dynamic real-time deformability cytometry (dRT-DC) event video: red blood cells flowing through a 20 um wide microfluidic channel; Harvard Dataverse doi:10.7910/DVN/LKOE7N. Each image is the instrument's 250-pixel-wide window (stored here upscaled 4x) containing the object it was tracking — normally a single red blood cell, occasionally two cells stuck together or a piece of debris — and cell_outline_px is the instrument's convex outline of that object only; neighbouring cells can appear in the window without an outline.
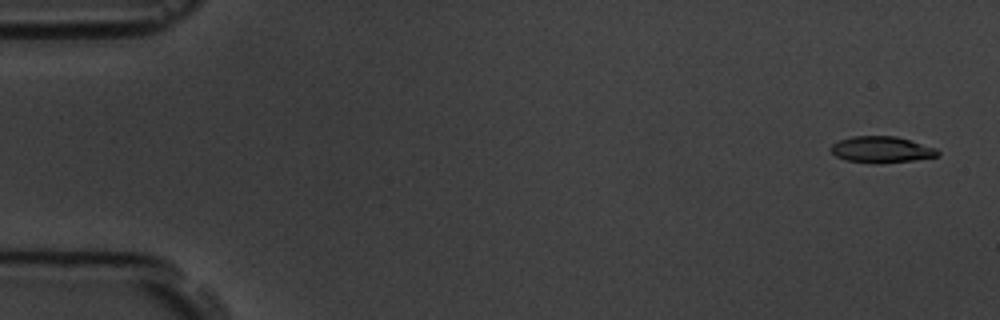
{"species": "common noctule bat (a hibernating species)", "species_latin": "Nyctalus noctula", "temperature_condition": "room temperature", "stored_images_in_passage": 11, "camera_frame_rate_fps": 3000, "um_per_image_px": 0.085, "animal": {"sex": "male", "body_mass_g": 19.5, "forearm_length_mm": 54.6}, "frame": {"image": 1, "passage_image": 1, "time_ms": 0.0, "image_size_px": [1000, 320], "cell_outline_px": [[940, 156], [912, 160], [880, 164], [872, 164], [844, 160], [836, 156], [828, 148], [832, 144], [840, 140], [852, 136], [896, 136], [936, 148], [940, 152]], "centroid_in_image_um": [74.9, 12.73], "position_along_channel_um": 10.1, "area_um2": 16.59}}
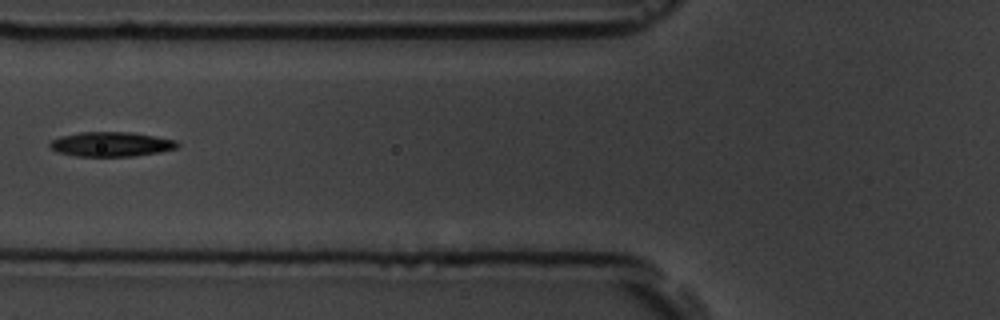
{"frame": {"image": 2, "passage_image": 6, "time_ms": 6.667, "image_size_px": [1000, 320], "cell_outline_px": [[180, 144], [176, 148], [160, 152], [136, 156], [76, 156], [56, 152], [48, 144], [52, 140], [60, 136], [80, 132], [132, 132], [176, 140]], "centroid_in_image_um": [9.45, 12.26], "position_along_channel_um": 116.4, "area_um2": 18.32}}
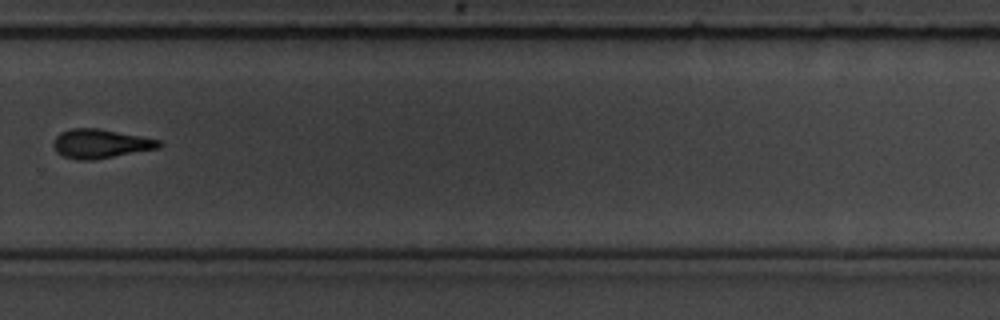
{"frame": {"image": 3, "passage_image": 11, "time_ms": 12.333, "image_size_px": [1000, 320], "cell_outline_px": [[164, 144], [160, 148], [92, 160], [76, 160], [64, 156], [56, 152], [52, 144], [56, 136], [60, 132], [72, 128], [100, 128], [160, 140]], "centroid_in_image_um": [8.54, 12.21], "position_along_channel_um": 321.3, "area_um2": 17.98}}